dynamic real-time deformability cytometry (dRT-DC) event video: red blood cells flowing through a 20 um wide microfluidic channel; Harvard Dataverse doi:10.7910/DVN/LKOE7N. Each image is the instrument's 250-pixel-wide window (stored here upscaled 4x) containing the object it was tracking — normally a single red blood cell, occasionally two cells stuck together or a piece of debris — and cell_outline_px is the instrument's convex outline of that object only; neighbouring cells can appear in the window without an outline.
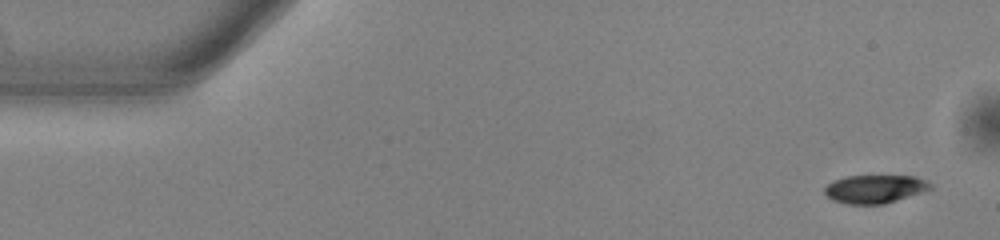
{"species": "common noctule bat (a hibernating species)", "species_latin": "Nyctalus noctula", "temperature_condition": "warm", "stored_images_in_passage": 52, "camera_frame_rate_fps": 3000, "um_per_image_px": 0.085, "animal": {"sex": "male", "body_mass_g": 13.0, "forearm_length_mm": 53.1}, "frame": {"image": 1, "passage_image": 1, "time_ms": 0.0, "image_size_px": [1000, 240], "cell_outline_px": [[932, 188], [924, 192], [884, 204], [848, 204], [832, 200], [824, 192], [824, 188], [828, 184], [836, 180], [848, 176], [916, 176], [932, 184]], "centroid_in_image_um": [74.39, 16.07], "position_along_channel_um": 10.6, "area_um2": 17.34}}
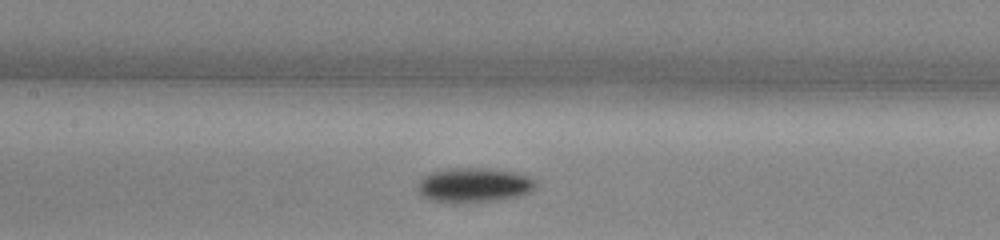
{"frame": {"image": 2, "passage_image": 23, "time_ms": 7.333, "image_size_px": [1000, 240], "cell_outline_px": [[540, 184], [536, 188], [528, 192], [516, 196], [500, 200], [428, 200], [420, 196], [416, 188], [416, 184], [424, 176], [432, 172], [452, 168], [496, 168], [528, 176], [536, 180]], "centroid_in_image_um": [40.31, 15.69], "position_along_channel_um": 167.1, "area_um2": 23.35}}
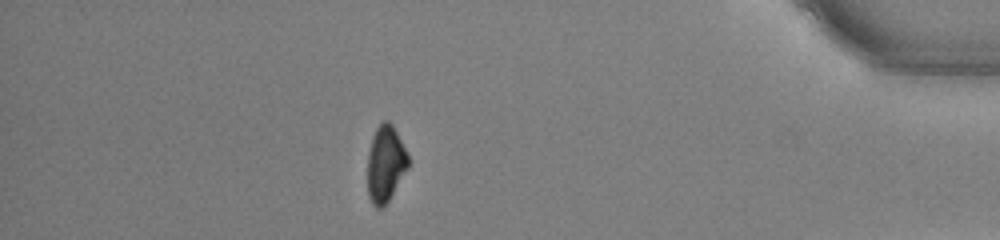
{"frame": {"image": 3, "passage_image": 45, "time_ms": 14.667, "image_size_px": [1000, 240], "cell_outline_px": [[408, 168], [388, 200], [380, 208], [376, 208], [372, 204], [368, 196], [368, 152], [372, 136], [376, 128], [384, 120], [388, 120], [392, 124], [408, 156]], "centroid_in_image_um": [32.74, 13.91], "position_along_channel_um": 402.5, "area_um2": 17.8}, "authors_computed_cell_mechanics": {"area_um2": 19.8543, "velocity_mm_per_s": 3.8629, "shape_relaxation_time_tau1_ms": 2.4227, "shape_relaxation_time_tau2_ms": null, "deformation_change_tau1": 0.1087, "deformation_change_tau2": null}}